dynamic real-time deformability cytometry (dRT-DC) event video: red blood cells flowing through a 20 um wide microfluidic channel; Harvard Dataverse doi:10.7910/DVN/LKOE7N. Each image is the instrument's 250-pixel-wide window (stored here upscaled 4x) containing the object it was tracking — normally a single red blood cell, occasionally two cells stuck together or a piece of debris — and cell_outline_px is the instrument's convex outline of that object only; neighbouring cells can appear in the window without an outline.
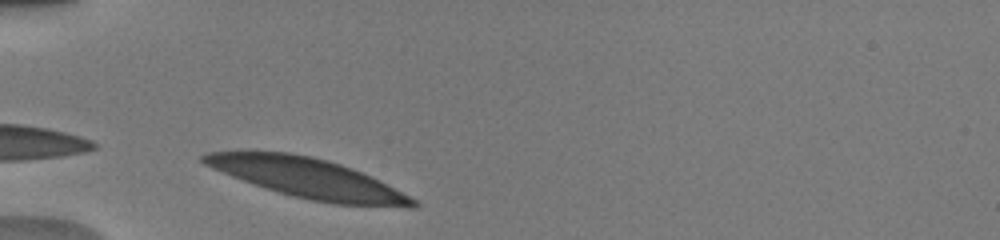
{"species": "human", "species_latin": "Homo sapiens", "temperature_condition": "warm", "stored_images_in_passage": 25, "camera_frame_rate_fps": 3000, "um_per_image_px": 0.085, "donor": {"sex": "male"}, "frame": {"image": 1, "passage_image": 2, "time_ms": 0.333, "image_size_px": [1000, 240], "cell_outline_px": [[420, 204], [416, 208], [412, 208], [336, 204], [312, 200], [292, 196], [264, 188], [232, 176], [212, 168], [204, 164], [200, 160], [200, 156], [208, 152], [288, 152], [312, 156], [328, 160], [352, 168], [380, 180], [416, 200]], "centroid_in_image_um": [26.21, 15.16], "position_along_channel_um": 58.8, "area_um2": 48.15}}
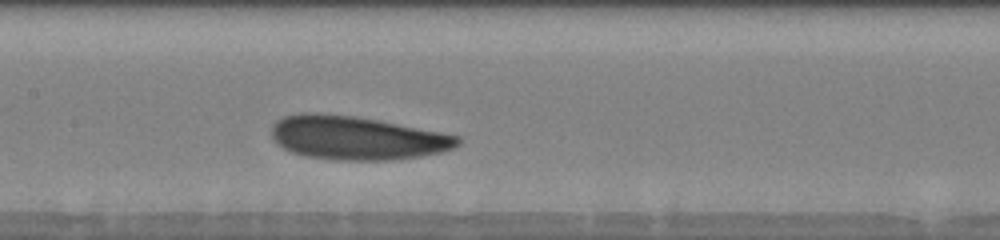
{"frame": {"image": 2, "passage_image": 12, "time_ms": 3.667, "image_size_px": [1000, 240], "cell_outline_px": [[460, 144], [452, 148], [440, 152], [420, 156], [392, 160], [332, 160], [304, 156], [292, 152], [284, 148], [272, 136], [272, 128], [276, 120], [284, 116], [300, 112], [320, 112], [356, 116], [440, 132], [460, 136]], "centroid_in_image_um": [30.29, 11.71], "position_along_channel_um": 177.1, "area_um2": 47.28}}
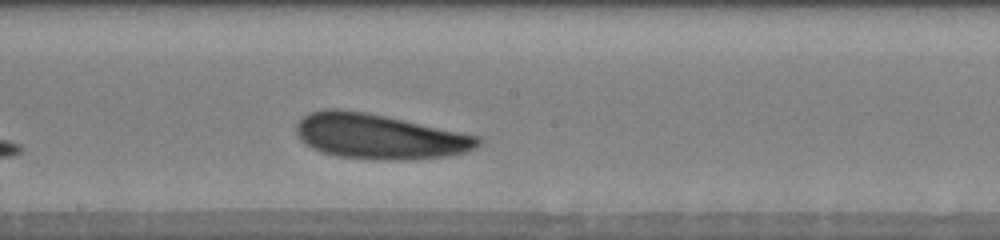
{"frame": {"image": 3, "passage_image": 17, "time_ms": 4.667, "image_size_px": [1000, 240], "cell_outline_px": [[480, 144], [464, 152], [444, 156], [404, 160], [380, 160], [336, 156], [320, 152], [312, 148], [300, 140], [296, 132], [296, 124], [308, 112], [324, 108], [336, 108], [368, 112], [480, 136]], "centroid_in_image_um": [32.17, 11.58], "position_along_channel_um": 216.0, "area_um2": 47.8}}